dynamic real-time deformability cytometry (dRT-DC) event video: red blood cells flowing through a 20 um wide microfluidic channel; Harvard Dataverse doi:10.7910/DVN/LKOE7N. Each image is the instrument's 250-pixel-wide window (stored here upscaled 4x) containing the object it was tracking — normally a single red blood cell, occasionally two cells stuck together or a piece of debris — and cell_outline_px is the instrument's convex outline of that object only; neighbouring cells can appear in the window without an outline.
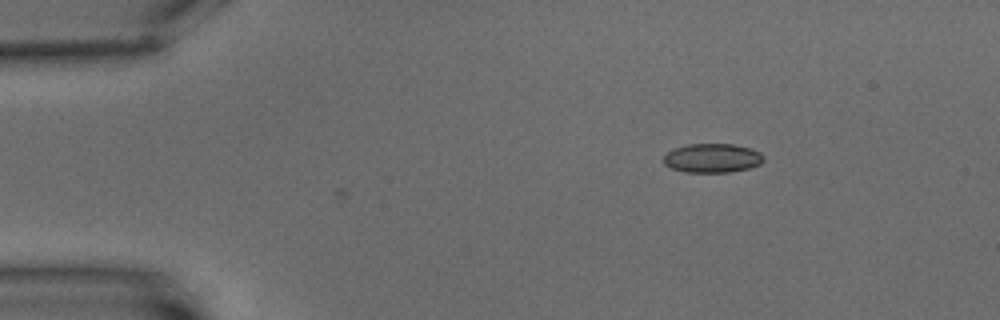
{"species": "common noctule bat (a hibernating species)", "species_latin": "Nyctalus noctula", "temperature_condition": "warm", "stored_images_in_passage": 5, "camera_frame_rate_fps": 3000, "um_per_image_px": 0.085, "animal": {"sex": "male", "body_mass_g": 15.6}, "frame": {"image": 1, "passage_image": 5, "time_ms": 5.0, "image_size_px": [1000, 320], "cell_outline_px": [[764, 160], [760, 164], [748, 168], [728, 172], [684, 172], [672, 168], [664, 164], [664, 156], [668, 152], [676, 148], [688, 144], [732, 144], [752, 148], [760, 152], [764, 156]], "centroid_in_image_um": [60.57, 13.43], "position_along_channel_um": 24.4, "area_um2": 16.88}}